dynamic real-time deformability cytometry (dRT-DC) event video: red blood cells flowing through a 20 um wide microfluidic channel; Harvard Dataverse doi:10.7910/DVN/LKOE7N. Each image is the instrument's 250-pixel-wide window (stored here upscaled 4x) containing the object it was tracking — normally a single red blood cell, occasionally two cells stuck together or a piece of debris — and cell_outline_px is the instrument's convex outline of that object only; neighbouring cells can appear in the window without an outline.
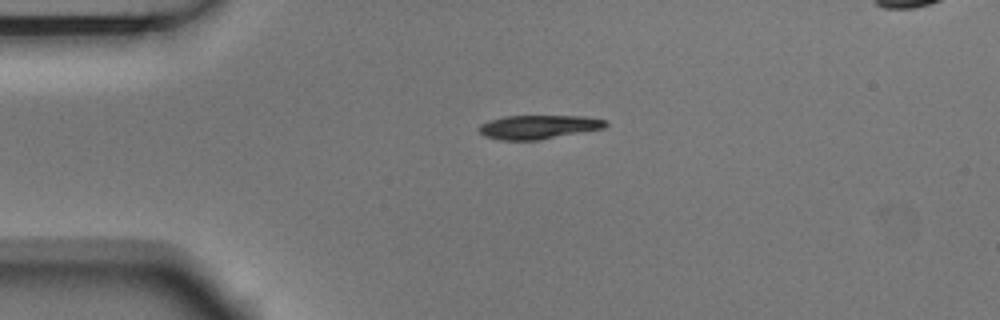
{"species": "Egyptian fruit bat (a non-hibernating species)", "species_latin": "Rousettus aegyptiacus", "temperature_condition": "room temperature", "stored_images_in_passage": 3, "camera_frame_rate_fps": 3000, "um_per_image_px": 0.085, "animal": {"sex": "male"}, "frame": {"image": 1, "passage_image": 1, "time_ms": 0.0, "image_size_px": [1000, 320], "cell_outline_px": [[608, 124], [604, 128], [536, 140], [500, 140], [484, 136], [476, 128], [480, 124], [488, 120], [504, 116], [584, 116], [608, 120]], "centroid_in_image_um": [45.73, 10.78], "position_along_channel_um": 39.3, "area_um2": 17.63}}
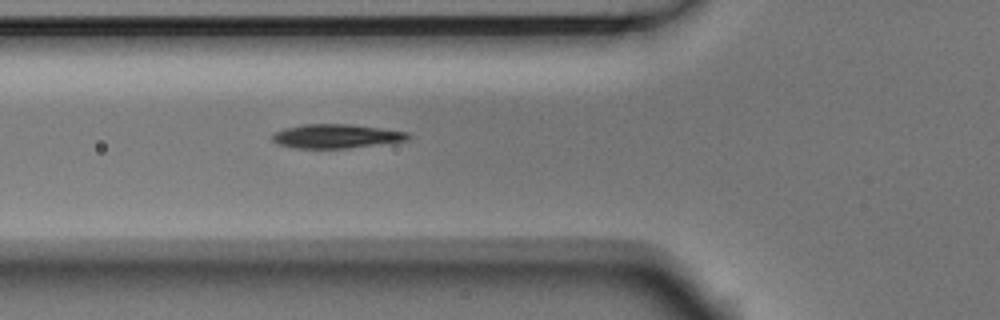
{"frame": {"image": 2, "passage_image": 3, "time_ms": 0.667, "image_size_px": [1000, 320], "cell_outline_px": [[412, 136], [408, 140], [348, 148], [296, 148], [276, 144], [272, 140], [272, 132], [284, 128], [304, 124], [348, 124], [380, 128], [408, 132]], "centroid_in_image_um": [28.54, 11.57], "position_along_channel_um": 97.3, "area_um2": 19.02}}